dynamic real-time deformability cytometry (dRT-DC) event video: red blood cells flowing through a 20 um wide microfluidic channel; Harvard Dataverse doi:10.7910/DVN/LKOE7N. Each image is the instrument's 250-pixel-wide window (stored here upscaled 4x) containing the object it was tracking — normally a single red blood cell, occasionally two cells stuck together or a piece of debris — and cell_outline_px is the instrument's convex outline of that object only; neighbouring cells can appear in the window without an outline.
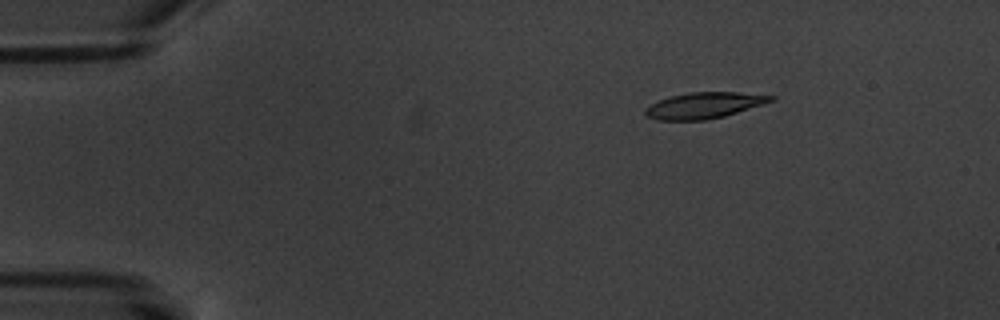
{"species": "common noctule bat (a hibernating species)", "species_latin": "Nyctalus noctula", "temperature_condition": "warm", "stored_images_in_passage": 5, "camera_frame_rate_fps": 3000, "um_per_image_px": 0.085, "animal": {"sex": "male", "body_mass_g": 20.1, "forearm_length_mm": 53.5}, "frame": {"image": 1, "passage_image": 1, "time_ms": 0.0, "image_size_px": [1000, 320], "cell_outline_px": [[776, 100], [764, 104], [724, 116], [704, 120], [656, 120], [648, 116], [644, 112], [644, 108], [660, 100], [672, 96], [688, 92], [736, 92], [776, 96]], "centroid_in_image_um": [59.88, 8.95], "position_along_channel_um": 25.1, "area_um2": 18.96}}
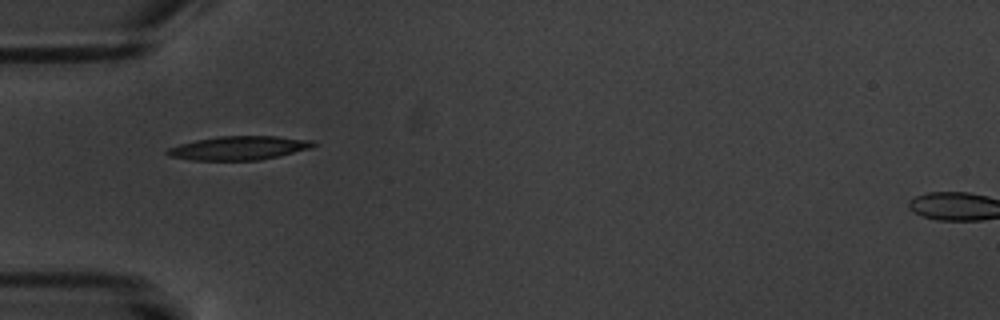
{"frame": {"image": 2, "passage_image": 4, "time_ms": 3.333, "image_size_px": [1000, 320], "cell_outline_px": [[316, 144], [312, 148], [280, 156], [260, 160], [192, 160], [168, 156], [164, 152], [168, 148], [180, 144], [196, 140], [220, 136], [276, 136], [312, 140]], "centroid_in_image_um": [20.31, 12.58], "position_along_channel_um": 64.7, "area_um2": 20.29}}